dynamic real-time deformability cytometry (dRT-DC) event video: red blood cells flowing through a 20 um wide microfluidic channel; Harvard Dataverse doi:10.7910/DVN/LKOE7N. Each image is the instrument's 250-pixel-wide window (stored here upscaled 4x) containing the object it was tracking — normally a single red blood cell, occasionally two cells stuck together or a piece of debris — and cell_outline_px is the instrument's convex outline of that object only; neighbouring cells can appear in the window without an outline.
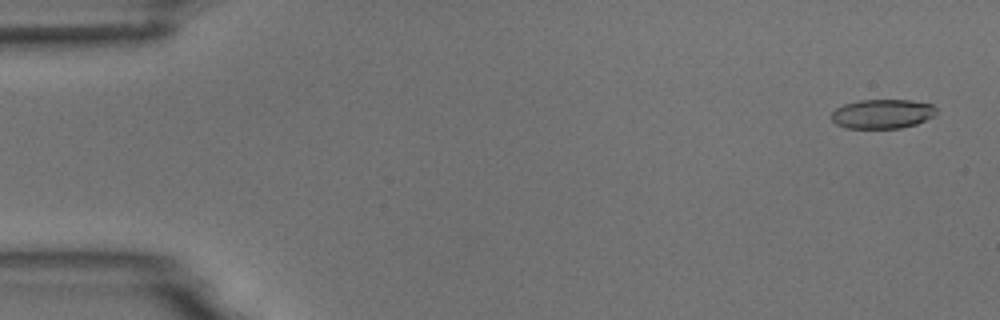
{"species": "common noctule bat (a hibernating species)", "species_latin": "Nyctalus noctula", "temperature_condition": "room temperature", "stored_images_in_passage": 4, "camera_frame_rate_fps": 3000, "um_per_image_px": 0.085, "animal": {"sex": "male", "body_mass_g": 18.8}, "frame": {"image": 1, "passage_image": 1, "time_ms": 0.0, "image_size_px": [1000, 320], "cell_outline_px": [[936, 112], [932, 116], [916, 124], [900, 128], [848, 128], [836, 124], [832, 120], [832, 112], [836, 108], [844, 104], [860, 100], [912, 100], [932, 104], [936, 108]], "centroid_in_image_um": [74.99, 9.67], "position_along_channel_um": 10.0, "area_um2": 17.8}}
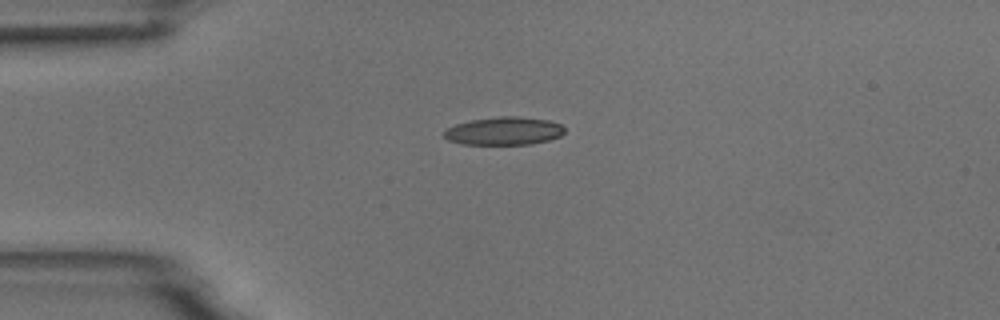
{"frame": {"image": 2, "passage_image": 4, "time_ms": 3.667, "image_size_px": [1000, 320], "cell_outline_px": [[564, 132], [560, 136], [548, 140], [528, 144], [460, 144], [448, 140], [444, 136], [444, 132], [448, 128], [456, 124], [472, 120], [500, 116], [516, 116], [548, 120], [560, 124], [564, 128]], "centroid_in_image_um": [42.83, 11.13], "position_along_channel_um": 42.2, "area_um2": 19.48}}